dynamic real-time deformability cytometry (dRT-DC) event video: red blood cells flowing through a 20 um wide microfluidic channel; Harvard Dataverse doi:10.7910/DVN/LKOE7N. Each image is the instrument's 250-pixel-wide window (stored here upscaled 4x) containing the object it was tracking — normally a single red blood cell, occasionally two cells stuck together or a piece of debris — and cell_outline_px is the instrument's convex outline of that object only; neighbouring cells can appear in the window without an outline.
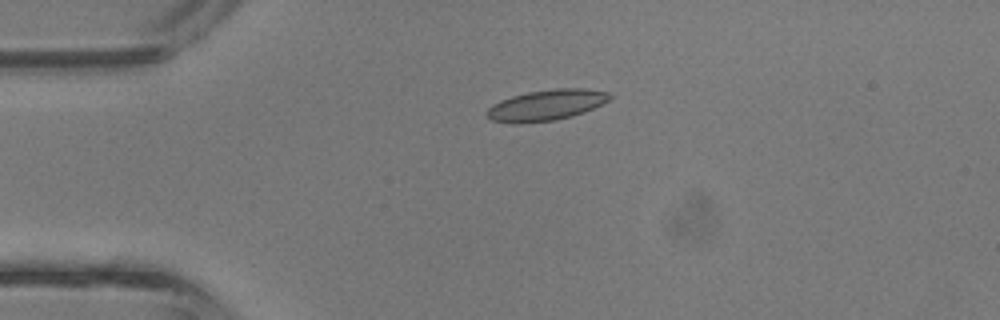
{"species": "common noctule bat (a hibernating species)", "species_latin": "Nyctalus noctula", "temperature_condition": "room temperature", "stored_images_in_passage": 1, "camera_frame_rate_fps": 3000, "um_per_image_px": 0.085, "animal": {"sex": "male", "body_mass_g": 13.3}, "frame": {"image": 1, "passage_image": 1, "time_ms": 0.0, "image_size_px": [1000, 320], "cell_outline_px": [[612, 96], [608, 100], [584, 112], [572, 116], [556, 120], [516, 124], [512, 124], [492, 120], [484, 112], [492, 104], [500, 100], [512, 96], [528, 92], [556, 88], [584, 88], [608, 92]], "centroid_in_image_um": [46.39, 8.94], "position_along_channel_um": 38.6, "area_um2": 22.08}}